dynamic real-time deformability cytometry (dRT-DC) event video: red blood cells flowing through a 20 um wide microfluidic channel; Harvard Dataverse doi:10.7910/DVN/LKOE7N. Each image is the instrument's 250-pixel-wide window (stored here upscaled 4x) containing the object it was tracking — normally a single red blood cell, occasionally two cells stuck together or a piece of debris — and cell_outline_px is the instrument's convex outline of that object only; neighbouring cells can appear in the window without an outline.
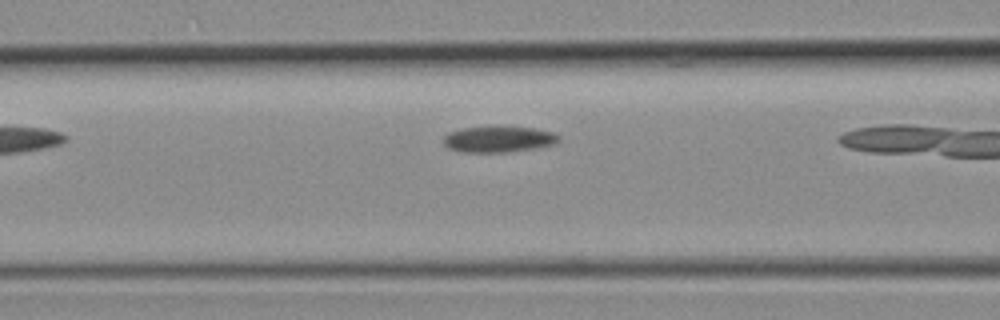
{"species": "common noctule bat (a hibernating species)", "species_latin": "Nyctalus noctula", "temperature_condition": "room temperature", "stored_images_in_passage": 4, "camera_frame_rate_fps": 3000, "um_per_image_px": 0.085, "animal": {"sex": "female", "body_mass_g": 19.3, "forearm_length_mm": 54.1}, "frame": {"image": 1, "passage_image": 4, "time_ms": 1.0, "image_size_px": [1000, 320], "cell_outline_px": [[560, 140], [556, 144], [536, 148], [508, 152], [464, 152], [448, 148], [444, 144], [444, 136], [448, 132], [460, 128], [500, 124], [536, 128], [552, 132], [560, 136]], "centroid_in_image_um": [42.4, 11.79], "position_along_channel_um": 124.2, "area_um2": 18.32}}